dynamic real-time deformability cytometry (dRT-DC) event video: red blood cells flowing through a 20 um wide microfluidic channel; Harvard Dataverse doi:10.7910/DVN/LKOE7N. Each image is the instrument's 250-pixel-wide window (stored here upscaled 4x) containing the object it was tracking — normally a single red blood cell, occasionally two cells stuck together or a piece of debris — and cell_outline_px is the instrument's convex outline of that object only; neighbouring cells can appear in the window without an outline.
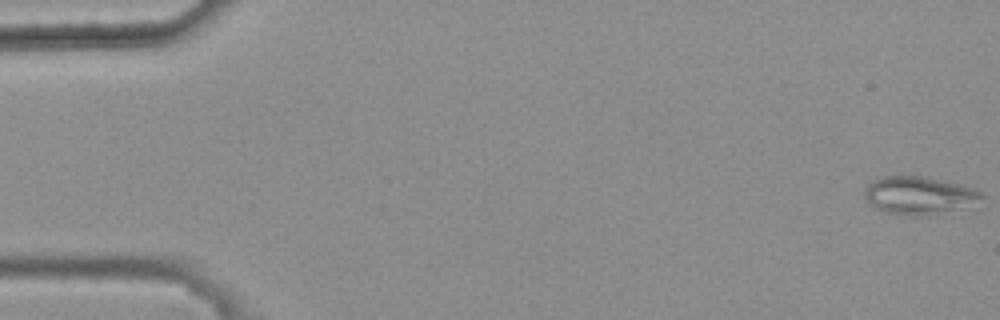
{"species": "common noctule bat (a hibernating species)", "species_latin": "Nyctalus noctula", "temperature_condition": "warm", "stored_images_in_passage": 48, "camera_frame_rate_fps": 3000, "um_per_image_px": 0.085, "animal": {"sex": "female", "body_mass_g": 25.1}, "frame": {"image": 1, "passage_image": 1, "time_ms": 0.0, "image_size_px": [1000, 320], "cell_outline_px": [[984, 196], [952, 208], [920, 216], [912, 216], [884, 212], [868, 204], [864, 196], [864, 188], [872, 180], [880, 176], [928, 176], [956, 184], [980, 192]], "centroid_in_image_um": [77.88, 16.57], "position_along_channel_um": 7.1, "area_um2": 24.74}}
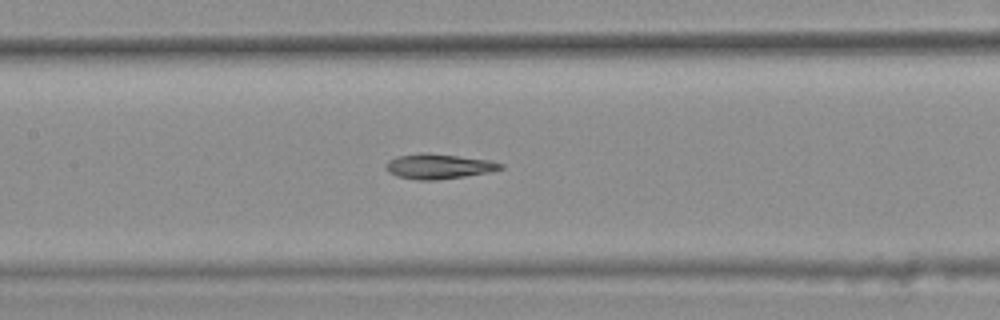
{"frame": {"image": 2, "passage_image": 26, "time_ms": 8.333, "image_size_px": [1000, 320], "cell_outline_px": [[504, 168], [488, 172], [464, 176], [436, 180], [416, 180], [396, 176], [388, 172], [384, 168], [384, 164], [388, 160], [396, 156], [420, 152], [424, 152], [492, 160], [504, 164]], "centroid_in_image_um": [37.23, 14.13], "position_along_channel_um": 170.2, "area_um2": 16.94}}
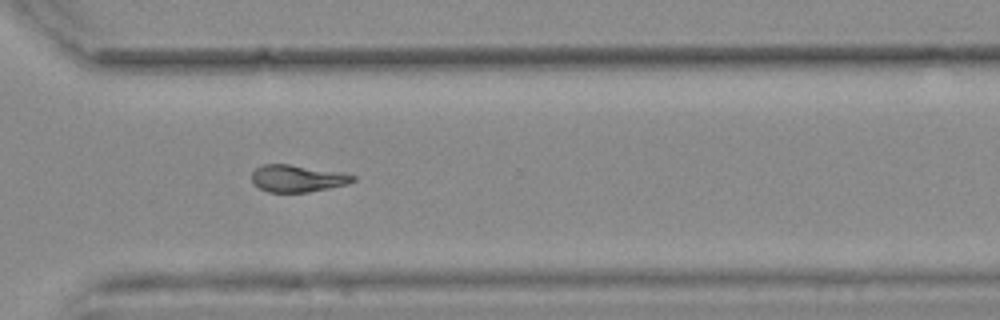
{"frame": {"image": 3, "passage_image": 40, "time_ms": 13.0, "image_size_px": [1000, 320], "cell_outline_px": [[356, 180], [348, 184], [308, 192], [268, 192], [252, 184], [252, 172], [256, 168], [264, 164], [288, 164], [340, 172], [356, 176]], "centroid_in_image_um": [25.27, 15.17], "position_along_channel_um": 345.3, "area_um2": 15.9}, "authors_computed_cell_mechanics": {"area_um2": 16.7909, "velocity_mm_per_s": 3.7523, "shape_relaxation_time_tau1_ms": null, "shape_relaxation_time_tau2_ms": 3.4204, "deformation_change_tau1": null, "deformation_change_tau2": 0.0844}}